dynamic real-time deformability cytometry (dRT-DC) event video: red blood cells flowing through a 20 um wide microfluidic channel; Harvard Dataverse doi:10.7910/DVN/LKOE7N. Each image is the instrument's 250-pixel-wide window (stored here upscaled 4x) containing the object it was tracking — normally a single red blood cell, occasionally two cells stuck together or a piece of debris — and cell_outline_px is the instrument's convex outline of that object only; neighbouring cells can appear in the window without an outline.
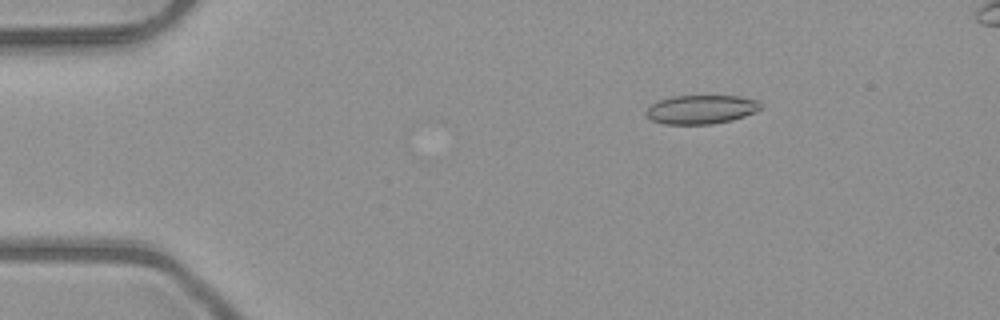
{"species": "common noctule bat (a hibernating species)", "species_latin": "Nyctalus noctula", "temperature_condition": "room temperature", "stored_images_in_passage": 53, "segment_of_instrument_passage": [1, 2], "camera_frame_rate_fps": 3000, "um_per_image_px": 0.085, "animal": {"sex": "male", "body_mass_g": 23.1, "forearm_length_mm": 52.7}, "frame": {"image": 1, "passage_image": 9, "time_ms": 2.667, "image_size_px": [1000, 320], "cell_outline_px": [[764, 108], [756, 112], [732, 120], [712, 124], [664, 124], [652, 120], [644, 116], [644, 112], [652, 104], [660, 100], [672, 96], [740, 96], [760, 100], [764, 104]], "centroid_in_image_um": [59.65, 9.3], "position_along_channel_um": 25.3, "area_um2": 19.59}}
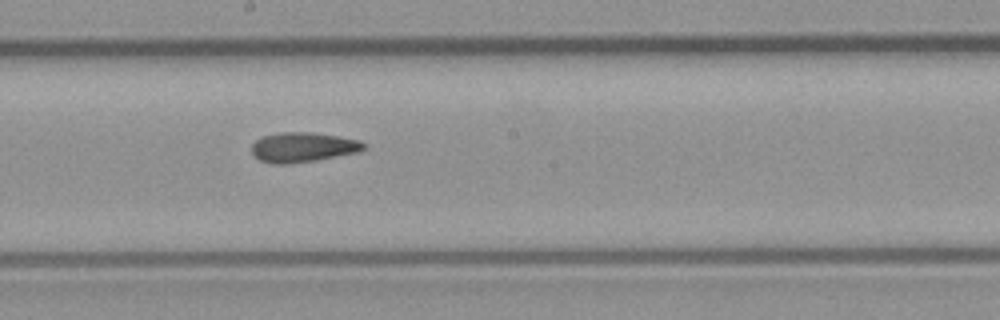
{"frame": {"image": 2, "passage_image": 29, "time_ms": 9.333, "image_size_px": [1000, 320], "cell_outline_px": [[368, 148], [360, 152], [316, 160], [288, 164], [272, 164], [260, 160], [252, 156], [252, 144], [256, 140], [264, 136], [280, 132], [312, 132], [360, 140], [368, 144]], "centroid_in_image_um": [25.78, 12.52], "position_along_channel_um": 222.4, "area_um2": 19.71}}
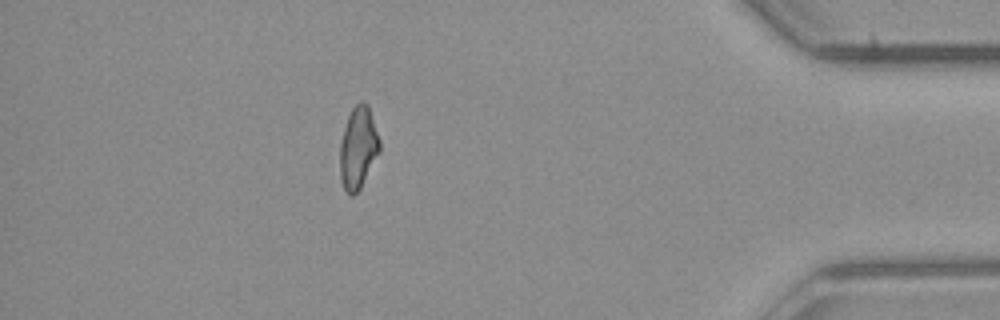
{"frame": {"image": 3, "passage_image": 46, "time_ms": 15.0, "image_size_px": [1000, 320], "cell_outline_px": [[380, 152], [360, 188], [352, 196], [348, 196], [340, 180], [340, 144], [344, 128], [348, 116], [352, 108], [360, 100], [364, 100], [368, 104], [380, 140]], "centroid_in_image_um": [30.44, 12.55], "position_along_channel_um": 404.8, "area_um2": 19.07}}